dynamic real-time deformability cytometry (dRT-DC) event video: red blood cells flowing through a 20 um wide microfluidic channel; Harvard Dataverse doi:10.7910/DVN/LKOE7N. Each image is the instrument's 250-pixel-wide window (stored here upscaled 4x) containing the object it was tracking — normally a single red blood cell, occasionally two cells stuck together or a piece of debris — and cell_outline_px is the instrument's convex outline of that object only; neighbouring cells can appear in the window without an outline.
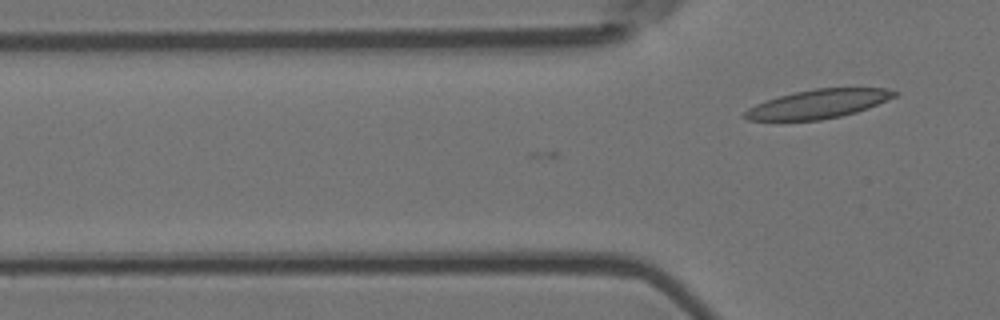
{"species": "Egyptian fruit bat (a non-hibernating species)", "species_latin": "Rousettus aegyptiacus", "temperature_condition": "room temperature", "stored_images_in_passage": 2, "camera_frame_rate_fps": 3000, "um_per_image_px": 0.085, "animal": {"sex": "female"}, "frame": {"image": 1, "passage_image": 2, "time_ms": 0.333, "image_size_px": [1000, 320], "cell_outline_px": [[900, 92], [896, 96], [868, 108], [856, 112], [840, 116], [820, 120], [748, 120], [740, 116], [748, 108], [756, 104], [780, 96], [796, 92], [816, 88], [884, 88]], "centroid_in_image_um": [69.55, 8.84], "position_along_channel_um": 56.2, "area_um2": 24.91}}